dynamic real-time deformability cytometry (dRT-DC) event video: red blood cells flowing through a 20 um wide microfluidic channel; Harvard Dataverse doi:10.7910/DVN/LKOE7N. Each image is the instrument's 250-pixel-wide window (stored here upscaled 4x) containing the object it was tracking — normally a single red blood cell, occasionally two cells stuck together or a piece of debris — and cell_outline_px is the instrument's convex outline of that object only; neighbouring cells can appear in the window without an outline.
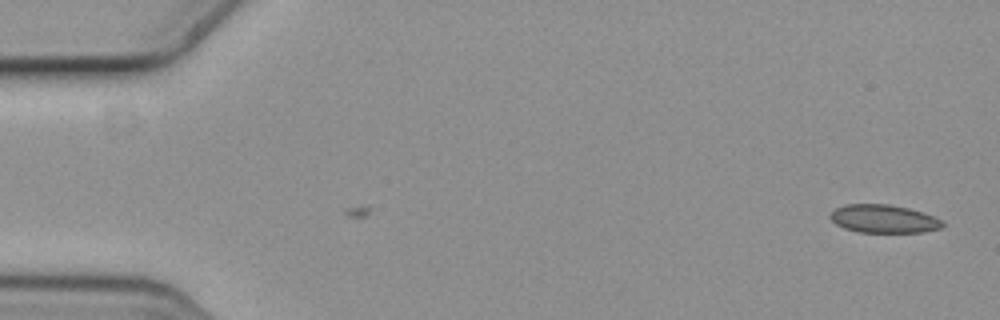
{"species": "common noctule bat (a hibernating species)", "species_latin": "Nyctalus noctula", "temperature_condition": "cold", "stored_images_in_passage": 2, "camera_frame_rate_fps": 3000, "um_per_image_px": 0.085, "animal": {"sex": "female", "body_mass_g": 19.3, "forearm_length_mm": 54.1}, "frame": {"image": 1, "passage_image": 2, "time_ms": 0.333, "image_size_px": [1000, 320], "cell_outline_px": [[944, 224], [940, 228], [924, 232], [856, 232], [844, 228], [836, 224], [828, 216], [836, 208], [844, 204], [888, 204], [908, 208], [932, 216], [940, 220]], "centroid_in_image_um": [75.06, 18.6], "position_along_channel_um": 9.9, "area_um2": 18.26}}